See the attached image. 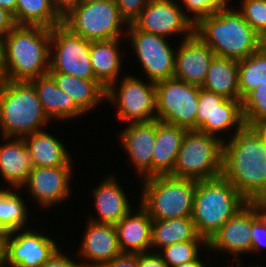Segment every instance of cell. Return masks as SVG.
<instances>
[{
    "instance_id": "obj_1",
    "label": "cell",
    "mask_w": 266,
    "mask_h": 267,
    "mask_svg": "<svg viewBox=\"0 0 266 267\" xmlns=\"http://www.w3.org/2000/svg\"><path fill=\"white\" fill-rule=\"evenodd\" d=\"M222 175L248 202L266 201V144L252 125L223 141Z\"/></svg>"
},
{
    "instance_id": "obj_2",
    "label": "cell",
    "mask_w": 266,
    "mask_h": 267,
    "mask_svg": "<svg viewBox=\"0 0 266 267\" xmlns=\"http://www.w3.org/2000/svg\"><path fill=\"white\" fill-rule=\"evenodd\" d=\"M51 29L16 25L2 39L3 63L8 81L30 82L49 72Z\"/></svg>"
},
{
    "instance_id": "obj_3",
    "label": "cell",
    "mask_w": 266,
    "mask_h": 267,
    "mask_svg": "<svg viewBox=\"0 0 266 267\" xmlns=\"http://www.w3.org/2000/svg\"><path fill=\"white\" fill-rule=\"evenodd\" d=\"M194 33L215 56L237 61L247 58L265 43L243 15L231 8L201 18L194 26Z\"/></svg>"
},
{
    "instance_id": "obj_4",
    "label": "cell",
    "mask_w": 266,
    "mask_h": 267,
    "mask_svg": "<svg viewBox=\"0 0 266 267\" xmlns=\"http://www.w3.org/2000/svg\"><path fill=\"white\" fill-rule=\"evenodd\" d=\"M248 203L223 175L197 181L192 219L198 235L208 242Z\"/></svg>"
},
{
    "instance_id": "obj_5",
    "label": "cell",
    "mask_w": 266,
    "mask_h": 267,
    "mask_svg": "<svg viewBox=\"0 0 266 267\" xmlns=\"http://www.w3.org/2000/svg\"><path fill=\"white\" fill-rule=\"evenodd\" d=\"M49 120L31 82L6 81L0 86L2 137L23 138L41 131Z\"/></svg>"
},
{
    "instance_id": "obj_6",
    "label": "cell",
    "mask_w": 266,
    "mask_h": 267,
    "mask_svg": "<svg viewBox=\"0 0 266 267\" xmlns=\"http://www.w3.org/2000/svg\"><path fill=\"white\" fill-rule=\"evenodd\" d=\"M143 182L141 205L152 220L192 217L197 181L157 175Z\"/></svg>"
},
{
    "instance_id": "obj_7",
    "label": "cell",
    "mask_w": 266,
    "mask_h": 267,
    "mask_svg": "<svg viewBox=\"0 0 266 267\" xmlns=\"http://www.w3.org/2000/svg\"><path fill=\"white\" fill-rule=\"evenodd\" d=\"M223 141L197 129L187 130L169 175L195 181L222 175Z\"/></svg>"
},
{
    "instance_id": "obj_8",
    "label": "cell",
    "mask_w": 266,
    "mask_h": 267,
    "mask_svg": "<svg viewBox=\"0 0 266 267\" xmlns=\"http://www.w3.org/2000/svg\"><path fill=\"white\" fill-rule=\"evenodd\" d=\"M71 31L88 41L119 39L123 35L122 18L115 0L80 3L62 22Z\"/></svg>"
},
{
    "instance_id": "obj_9",
    "label": "cell",
    "mask_w": 266,
    "mask_h": 267,
    "mask_svg": "<svg viewBox=\"0 0 266 267\" xmlns=\"http://www.w3.org/2000/svg\"><path fill=\"white\" fill-rule=\"evenodd\" d=\"M156 86V120L196 129L200 87L176 78L161 80Z\"/></svg>"
},
{
    "instance_id": "obj_10",
    "label": "cell",
    "mask_w": 266,
    "mask_h": 267,
    "mask_svg": "<svg viewBox=\"0 0 266 267\" xmlns=\"http://www.w3.org/2000/svg\"><path fill=\"white\" fill-rule=\"evenodd\" d=\"M90 48L91 41L74 33L63 23L54 26L51 29L48 73L96 80L90 59Z\"/></svg>"
},
{
    "instance_id": "obj_11",
    "label": "cell",
    "mask_w": 266,
    "mask_h": 267,
    "mask_svg": "<svg viewBox=\"0 0 266 267\" xmlns=\"http://www.w3.org/2000/svg\"><path fill=\"white\" fill-rule=\"evenodd\" d=\"M149 82L144 83L128 74L121 81L118 92L114 86L106 90L105 99L118 104V119L129 123L156 120V86L155 82Z\"/></svg>"
},
{
    "instance_id": "obj_12",
    "label": "cell",
    "mask_w": 266,
    "mask_h": 267,
    "mask_svg": "<svg viewBox=\"0 0 266 267\" xmlns=\"http://www.w3.org/2000/svg\"><path fill=\"white\" fill-rule=\"evenodd\" d=\"M127 33L133 50L152 82L174 78L176 50L172 49L163 36L138 30L128 25Z\"/></svg>"
},
{
    "instance_id": "obj_13",
    "label": "cell",
    "mask_w": 266,
    "mask_h": 267,
    "mask_svg": "<svg viewBox=\"0 0 266 267\" xmlns=\"http://www.w3.org/2000/svg\"><path fill=\"white\" fill-rule=\"evenodd\" d=\"M244 124L240 99H226L200 87L196 115L197 130L217 137L218 132H227L236 125L235 134Z\"/></svg>"
},
{
    "instance_id": "obj_14",
    "label": "cell",
    "mask_w": 266,
    "mask_h": 267,
    "mask_svg": "<svg viewBox=\"0 0 266 267\" xmlns=\"http://www.w3.org/2000/svg\"><path fill=\"white\" fill-rule=\"evenodd\" d=\"M175 2L151 0L132 24L140 31L165 38L176 33H185V39L191 37L195 25Z\"/></svg>"
},
{
    "instance_id": "obj_15",
    "label": "cell",
    "mask_w": 266,
    "mask_h": 267,
    "mask_svg": "<svg viewBox=\"0 0 266 267\" xmlns=\"http://www.w3.org/2000/svg\"><path fill=\"white\" fill-rule=\"evenodd\" d=\"M19 231L6 234L4 267L7 264L9 267H41L58 249L55 241L48 236L33 230L17 234Z\"/></svg>"
},
{
    "instance_id": "obj_16",
    "label": "cell",
    "mask_w": 266,
    "mask_h": 267,
    "mask_svg": "<svg viewBox=\"0 0 266 267\" xmlns=\"http://www.w3.org/2000/svg\"><path fill=\"white\" fill-rule=\"evenodd\" d=\"M214 56L213 50L194 33L182 40L176 51L174 78L202 87Z\"/></svg>"
},
{
    "instance_id": "obj_17",
    "label": "cell",
    "mask_w": 266,
    "mask_h": 267,
    "mask_svg": "<svg viewBox=\"0 0 266 267\" xmlns=\"http://www.w3.org/2000/svg\"><path fill=\"white\" fill-rule=\"evenodd\" d=\"M72 166L33 167L24 186L42 206L57 204L70 194Z\"/></svg>"
},
{
    "instance_id": "obj_18",
    "label": "cell",
    "mask_w": 266,
    "mask_h": 267,
    "mask_svg": "<svg viewBox=\"0 0 266 267\" xmlns=\"http://www.w3.org/2000/svg\"><path fill=\"white\" fill-rule=\"evenodd\" d=\"M79 254L89 262L86 267H102L122 253L116 226L113 224L88 222Z\"/></svg>"
},
{
    "instance_id": "obj_19",
    "label": "cell",
    "mask_w": 266,
    "mask_h": 267,
    "mask_svg": "<svg viewBox=\"0 0 266 267\" xmlns=\"http://www.w3.org/2000/svg\"><path fill=\"white\" fill-rule=\"evenodd\" d=\"M207 247L233 253L235 261H240L239 254L251 252V202L223 224L207 242Z\"/></svg>"
},
{
    "instance_id": "obj_20",
    "label": "cell",
    "mask_w": 266,
    "mask_h": 267,
    "mask_svg": "<svg viewBox=\"0 0 266 267\" xmlns=\"http://www.w3.org/2000/svg\"><path fill=\"white\" fill-rule=\"evenodd\" d=\"M121 141L142 178L152 176V158L156 141V120L130 123L122 131Z\"/></svg>"
},
{
    "instance_id": "obj_21",
    "label": "cell",
    "mask_w": 266,
    "mask_h": 267,
    "mask_svg": "<svg viewBox=\"0 0 266 267\" xmlns=\"http://www.w3.org/2000/svg\"><path fill=\"white\" fill-rule=\"evenodd\" d=\"M152 223L148 211L140 204V210L135 215L130 210L115 225L123 254L148 253L147 249H151Z\"/></svg>"
},
{
    "instance_id": "obj_22",
    "label": "cell",
    "mask_w": 266,
    "mask_h": 267,
    "mask_svg": "<svg viewBox=\"0 0 266 267\" xmlns=\"http://www.w3.org/2000/svg\"><path fill=\"white\" fill-rule=\"evenodd\" d=\"M186 132V128L156 120L152 176L169 175L173 171Z\"/></svg>"
},
{
    "instance_id": "obj_23",
    "label": "cell",
    "mask_w": 266,
    "mask_h": 267,
    "mask_svg": "<svg viewBox=\"0 0 266 267\" xmlns=\"http://www.w3.org/2000/svg\"><path fill=\"white\" fill-rule=\"evenodd\" d=\"M42 104L43 110L49 119H69L85 114L73 101L71 96L56 85L55 80L49 75L37 77L30 81Z\"/></svg>"
},
{
    "instance_id": "obj_24",
    "label": "cell",
    "mask_w": 266,
    "mask_h": 267,
    "mask_svg": "<svg viewBox=\"0 0 266 267\" xmlns=\"http://www.w3.org/2000/svg\"><path fill=\"white\" fill-rule=\"evenodd\" d=\"M33 169L30 153L23 138L0 145V173L12 188H23Z\"/></svg>"
},
{
    "instance_id": "obj_25",
    "label": "cell",
    "mask_w": 266,
    "mask_h": 267,
    "mask_svg": "<svg viewBox=\"0 0 266 267\" xmlns=\"http://www.w3.org/2000/svg\"><path fill=\"white\" fill-rule=\"evenodd\" d=\"M114 177H107L93 190L95 206L100 219H89L96 223L116 225L131 209L129 201Z\"/></svg>"
},
{
    "instance_id": "obj_26",
    "label": "cell",
    "mask_w": 266,
    "mask_h": 267,
    "mask_svg": "<svg viewBox=\"0 0 266 267\" xmlns=\"http://www.w3.org/2000/svg\"><path fill=\"white\" fill-rule=\"evenodd\" d=\"M30 153L33 167L71 166V158L64 145L46 131L23 137Z\"/></svg>"
},
{
    "instance_id": "obj_27",
    "label": "cell",
    "mask_w": 266,
    "mask_h": 267,
    "mask_svg": "<svg viewBox=\"0 0 266 267\" xmlns=\"http://www.w3.org/2000/svg\"><path fill=\"white\" fill-rule=\"evenodd\" d=\"M119 39L92 41L90 59L96 80L107 90L114 86L121 70Z\"/></svg>"
},
{
    "instance_id": "obj_28",
    "label": "cell",
    "mask_w": 266,
    "mask_h": 267,
    "mask_svg": "<svg viewBox=\"0 0 266 267\" xmlns=\"http://www.w3.org/2000/svg\"><path fill=\"white\" fill-rule=\"evenodd\" d=\"M202 88L222 95L226 99H240L238 61L214 56L209 64Z\"/></svg>"
},
{
    "instance_id": "obj_29",
    "label": "cell",
    "mask_w": 266,
    "mask_h": 267,
    "mask_svg": "<svg viewBox=\"0 0 266 267\" xmlns=\"http://www.w3.org/2000/svg\"><path fill=\"white\" fill-rule=\"evenodd\" d=\"M59 89L69 94L85 113L106 98V89L97 80H85L62 73H48Z\"/></svg>"
},
{
    "instance_id": "obj_30",
    "label": "cell",
    "mask_w": 266,
    "mask_h": 267,
    "mask_svg": "<svg viewBox=\"0 0 266 267\" xmlns=\"http://www.w3.org/2000/svg\"><path fill=\"white\" fill-rule=\"evenodd\" d=\"M205 240L199 236L192 217L153 220L151 247L163 248L175 243Z\"/></svg>"
},
{
    "instance_id": "obj_31",
    "label": "cell",
    "mask_w": 266,
    "mask_h": 267,
    "mask_svg": "<svg viewBox=\"0 0 266 267\" xmlns=\"http://www.w3.org/2000/svg\"><path fill=\"white\" fill-rule=\"evenodd\" d=\"M63 19L54 9L52 0H17L15 24L42 26L52 29Z\"/></svg>"
},
{
    "instance_id": "obj_32",
    "label": "cell",
    "mask_w": 266,
    "mask_h": 267,
    "mask_svg": "<svg viewBox=\"0 0 266 267\" xmlns=\"http://www.w3.org/2000/svg\"><path fill=\"white\" fill-rule=\"evenodd\" d=\"M262 83H266V43L247 58L238 61L240 100Z\"/></svg>"
},
{
    "instance_id": "obj_33",
    "label": "cell",
    "mask_w": 266,
    "mask_h": 267,
    "mask_svg": "<svg viewBox=\"0 0 266 267\" xmlns=\"http://www.w3.org/2000/svg\"><path fill=\"white\" fill-rule=\"evenodd\" d=\"M27 208L24 201L11 190L0 189V227L6 232L23 230L27 222Z\"/></svg>"
},
{
    "instance_id": "obj_34",
    "label": "cell",
    "mask_w": 266,
    "mask_h": 267,
    "mask_svg": "<svg viewBox=\"0 0 266 267\" xmlns=\"http://www.w3.org/2000/svg\"><path fill=\"white\" fill-rule=\"evenodd\" d=\"M199 243H204L207 247L206 240H191L165 246L163 247V251L159 252V255L168 267H174L182 263L196 260L199 255Z\"/></svg>"
},
{
    "instance_id": "obj_35",
    "label": "cell",
    "mask_w": 266,
    "mask_h": 267,
    "mask_svg": "<svg viewBox=\"0 0 266 267\" xmlns=\"http://www.w3.org/2000/svg\"><path fill=\"white\" fill-rule=\"evenodd\" d=\"M245 124L254 125L266 118V83H262L242 100Z\"/></svg>"
},
{
    "instance_id": "obj_36",
    "label": "cell",
    "mask_w": 266,
    "mask_h": 267,
    "mask_svg": "<svg viewBox=\"0 0 266 267\" xmlns=\"http://www.w3.org/2000/svg\"><path fill=\"white\" fill-rule=\"evenodd\" d=\"M238 10L248 24L266 41V0H242Z\"/></svg>"
},
{
    "instance_id": "obj_37",
    "label": "cell",
    "mask_w": 266,
    "mask_h": 267,
    "mask_svg": "<svg viewBox=\"0 0 266 267\" xmlns=\"http://www.w3.org/2000/svg\"><path fill=\"white\" fill-rule=\"evenodd\" d=\"M251 253L266 246V212L264 202H251Z\"/></svg>"
},
{
    "instance_id": "obj_38",
    "label": "cell",
    "mask_w": 266,
    "mask_h": 267,
    "mask_svg": "<svg viewBox=\"0 0 266 267\" xmlns=\"http://www.w3.org/2000/svg\"><path fill=\"white\" fill-rule=\"evenodd\" d=\"M187 11L194 14L191 21L194 25L203 17L209 16L219 10L229 8V0H180Z\"/></svg>"
},
{
    "instance_id": "obj_39",
    "label": "cell",
    "mask_w": 266,
    "mask_h": 267,
    "mask_svg": "<svg viewBox=\"0 0 266 267\" xmlns=\"http://www.w3.org/2000/svg\"><path fill=\"white\" fill-rule=\"evenodd\" d=\"M122 18L132 24L151 0H115Z\"/></svg>"
},
{
    "instance_id": "obj_40",
    "label": "cell",
    "mask_w": 266,
    "mask_h": 267,
    "mask_svg": "<svg viewBox=\"0 0 266 267\" xmlns=\"http://www.w3.org/2000/svg\"><path fill=\"white\" fill-rule=\"evenodd\" d=\"M158 252L137 254L138 267H168Z\"/></svg>"
},
{
    "instance_id": "obj_41",
    "label": "cell",
    "mask_w": 266,
    "mask_h": 267,
    "mask_svg": "<svg viewBox=\"0 0 266 267\" xmlns=\"http://www.w3.org/2000/svg\"><path fill=\"white\" fill-rule=\"evenodd\" d=\"M41 267H85L84 264H78L63 255L59 249L41 266Z\"/></svg>"
},
{
    "instance_id": "obj_42",
    "label": "cell",
    "mask_w": 266,
    "mask_h": 267,
    "mask_svg": "<svg viewBox=\"0 0 266 267\" xmlns=\"http://www.w3.org/2000/svg\"><path fill=\"white\" fill-rule=\"evenodd\" d=\"M82 2L83 0H52L54 9L62 19Z\"/></svg>"
},
{
    "instance_id": "obj_43",
    "label": "cell",
    "mask_w": 266,
    "mask_h": 267,
    "mask_svg": "<svg viewBox=\"0 0 266 267\" xmlns=\"http://www.w3.org/2000/svg\"><path fill=\"white\" fill-rule=\"evenodd\" d=\"M102 267H138L137 254H121Z\"/></svg>"
},
{
    "instance_id": "obj_44",
    "label": "cell",
    "mask_w": 266,
    "mask_h": 267,
    "mask_svg": "<svg viewBox=\"0 0 266 267\" xmlns=\"http://www.w3.org/2000/svg\"><path fill=\"white\" fill-rule=\"evenodd\" d=\"M16 26L13 15L0 7V41Z\"/></svg>"
},
{
    "instance_id": "obj_45",
    "label": "cell",
    "mask_w": 266,
    "mask_h": 267,
    "mask_svg": "<svg viewBox=\"0 0 266 267\" xmlns=\"http://www.w3.org/2000/svg\"><path fill=\"white\" fill-rule=\"evenodd\" d=\"M17 0H0V7L5 9L13 15L15 21V10H16Z\"/></svg>"
},
{
    "instance_id": "obj_46",
    "label": "cell",
    "mask_w": 266,
    "mask_h": 267,
    "mask_svg": "<svg viewBox=\"0 0 266 267\" xmlns=\"http://www.w3.org/2000/svg\"><path fill=\"white\" fill-rule=\"evenodd\" d=\"M6 232L0 227V267H4Z\"/></svg>"
},
{
    "instance_id": "obj_47",
    "label": "cell",
    "mask_w": 266,
    "mask_h": 267,
    "mask_svg": "<svg viewBox=\"0 0 266 267\" xmlns=\"http://www.w3.org/2000/svg\"><path fill=\"white\" fill-rule=\"evenodd\" d=\"M253 127L259 132L261 138L266 144V118L258 120Z\"/></svg>"
},
{
    "instance_id": "obj_48",
    "label": "cell",
    "mask_w": 266,
    "mask_h": 267,
    "mask_svg": "<svg viewBox=\"0 0 266 267\" xmlns=\"http://www.w3.org/2000/svg\"><path fill=\"white\" fill-rule=\"evenodd\" d=\"M6 81L7 79H6L4 63H3L2 43L0 41V86L3 85Z\"/></svg>"
},
{
    "instance_id": "obj_49",
    "label": "cell",
    "mask_w": 266,
    "mask_h": 267,
    "mask_svg": "<svg viewBox=\"0 0 266 267\" xmlns=\"http://www.w3.org/2000/svg\"><path fill=\"white\" fill-rule=\"evenodd\" d=\"M174 267H205L201 260H199V257L190 262L182 263L180 265L174 266Z\"/></svg>"
},
{
    "instance_id": "obj_50",
    "label": "cell",
    "mask_w": 266,
    "mask_h": 267,
    "mask_svg": "<svg viewBox=\"0 0 266 267\" xmlns=\"http://www.w3.org/2000/svg\"><path fill=\"white\" fill-rule=\"evenodd\" d=\"M83 1H86V2H104L107 0H83Z\"/></svg>"
},
{
    "instance_id": "obj_51",
    "label": "cell",
    "mask_w": 266,
    "mask_h": 267,
    "mask_svg": "<svg viewBox=\"0 0 266 267\" xmlns=\"http://www.w3.org/2000/svg\"><path fill=\"white\" fill-rule=\"evenodd\" d=\"M264 211L266 212V201L264 202Z\"/></svg>"
}]
</instances>
